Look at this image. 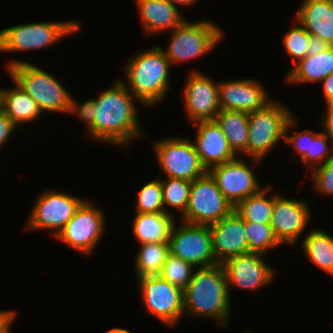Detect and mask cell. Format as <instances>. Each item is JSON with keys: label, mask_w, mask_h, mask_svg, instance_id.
Masks as SVG:
<instances>
[{"label": "cell", "mask_w": 333, "mask_h": 333, "mask_svg": "<svg viewBox=\"0 0 333 333\" xmlns=\"http://www.w3.org/2000/svg\"><path fill=\"white\" fill-rule=\"evenodd\" d=\"M104 218L102 210L84 200L55 238L86 255L92 253L106 228Z\"/></svg>", "instance_id": "obj_13"}, {"label": "cell", "mask_w": 333, "mask_h": 333, "mask_svg": "<svg viewBox=\"0 0 333 333\" xmlns=\"http://www.w3.org/2000/svg\"><path fill=\"white\" fill-rule=\"evenodd\" d=\"M169 67L170 61L162 47L138 52L124 65L126 87L141 105L152 107L162 101L170 89Z\"/></svg>", "instance_id": "obj_3"}, {"label": "cell", "mask_w": 333, "mask_h": 333, "mask_svg": "<svg viewBox=\"0 0 333 333\" xmlns=\"http://www.w3.org/2000/svg\"><path fill=\"white\" fill-rule=\"evenodd\" d=\"M292 118L289 109L274 100L249 113L247 156L251 157L253 164L258 166L280 139L285 138L287 124Z\"/></svg>", "instance_id": "obj_5"}, {"label": "cell", "mask_w": 333, "mask_h": 333, "mask_svg": "<svg viewBox=\"0 0 333 333\" xmlns=\"http://www.w3.org/2000/svg\"><path fill=\"white\" fill-rule=\"evenodd\" d=\"M106 333H132V332H130L127 329L114 327L111 330L107 331Z\"/></svg>", "instance_id": "obj_46"}, {"label": "cell", "mask_w": 333, "mask_h": 333, "mask_svg": "<svg viewBox=\"0 0 333 333\" xmlns=\"http://www.w3.org/2000/svg\"><path fill=\"white\" fill-rule=\"evenodd\" d=\"M270 188H262L259 192L242 200L234 207V212L244 222L270 224L274 206V194L266 198Z\"/></svg>", "instance_id": "obj_28"}, {"label": "cell", "mask_w": 333, "mask_h": 333, "mask_svg": "<svg viewBox=\"0 0 333 333\" xmlns=\"http://www.w3.org/2000/svg\"><path fill=\"white\" fill-rule=\"evenodd\" d=\"M297 121L295 120V117H293L287 124L286 131H285V140L287 143H291L293 146L291 148L296 150V152H299L301 154V158L306 154L307 151H309L310 146V129H307L305 131L298 132L294 134L293 136H290L288 134V130L290 128H293L294 125H296Z\"/></svg>", "instance_id": "obj_37"}, {"label": "cell", "mask_w": 333, "mask_h": 333, "mask_svg": "<svg viewBox=\"0 0 333 333\" xmlns=\"http://www.w3.org/2000/svg\"><path fill=\"white\" fill-rule=\"evenodd\" d=\"M167 1L170 2L172 5H174L175 7H177L176 5L190 6L193 3H196L197 0H167Z\"/></svg>", "instance_id": "obj_44"}, {"label": "cell", "mask_w": 333, "mask_h": 333, "mask_svg": "<svg viewBox=\"0 0 333 333\" xmlns=\"http://www.w3.org/2000/svg\"><path fill=\"white\" fill-rule=\"evenodd\" d=\"M1 110L18 126L41 115L37 102L14 82V88H3Z\"/></svg>", "instance_id": "obj_25"}, {"label": "cell", "mask_w": 333, "mask_h": 333, "mask_svg": "<svg viewBox=\"0 0 333 333\" xmlns=\"http://www.w3.org/2000/svg\"><path fill=\"white\" fill-rule=\"evenodd\" d=\"M132 223L133 233L140 244L169 243L174 217L167 213H136Z\"/></svg>", "instance_id": "obj_24"}, {"label": "cell", "mask_w": 333, "mask_h": 333, "mask_svg": "<svg viewBox=\"0 0 333 333\" xmlns=\"http://www.w3.org/2000/svg\"><path fill=\"white\" fill-rule=\"evenodd\" d=\"M295 20L311 36L333 46V0H304Z\"/></svg>", "instance_id": "obj_21"}, {"label": "cell", "mask_w": 333, "mask_h": 333, "mask_svg": "<svg viewBox=\"0 0 333 333\" xmlns=\"http://www.w3.org/2000/svg\"><path fill=\"white\" fill-rule=\"evenodd\" d=\"M2 92H3V88H0V110H1V103H2Z\"/></svg>", "instance_id": "obj_47"}, {"label": "cell", "mask_w": 333, "mask_h": 333, "mask_svg": "<svg viewBox=\"0 0 333 333\" xmlns=\"http://www.w3.org/2000/svg\"><path fill=\"white\" fill-rule=\"evenodd\" d=\"M233 211V205L224 197L215 179L207 171L192 181L186 212L180 217L185 222L211 226Z\"/></svg>", "instance_id": "obj_8"}, {"label": "cell", "mask_w": 333, "mask_h": 333, "mask_svg": "<svg viewBox=\"0 0 333 333\" xmlns=\"http://www.w3.org/2000/svg\"><path fill=\"white\" fill-rule=\"evenodd\" d=\"M159 167L167 177L194 181L207 170L201 164L195 146L188 138H166L154 143Z\"/></svg>", "instance_id": "obj_10"}, {"label": "cell", "mask_w": 333, "mask_h": 333, "mask_svg": "<svg viewBox=\"0 0 333 333\" xmlns=\"http://www.w3.org/2000/svg\"><path fill=\"white\" fill-rule=\"evenodd\" d=\"M16 125L11 119L0 110V147L7 141L8 137L14 132Z\"/></svg>", "instance_id": "obj_39"}, {"label": "cell", "mask_w": 333, "mask_h": 333, "mask_svg": "<svg viewBox=\"0 0 333 333\" xmlns=\"http://www.w3.org/2000/svg\"><path fill=\"white\" fill-rule=\"evenodd\" d=\"M16 318V312L10 310H0V333H9L10 326Z\"/></svg>", "instance_id": "obj_40"}, {"label": "cell", "mask_w": 333, "mask_h": 333, "mask_svg": "<svg viewBox=\"0 0 333 333\" xmlns=\"http://www.w3.org/2000/svg\"><path fill=\"white\" fill-rule=\"evenodd\" d=\"M324 115L322 119V124L324 123V129L326 130L324 133L332 139L331 142L333 146V113H325Z\"/></svg>", "instance_id": "obj_42"}, {"label": "cell", "mask_w": 333, "mask_h": 333, "mask_svg": "<svg viewBox=\"0 0 333 333\" xmlns=\"http://www.w3.org/2000/svg\"><path fill=\"white\" fill-rule=\"evenodd\" d=\"M241 159L239 157V159L213 166L208 170L224 197L233 207L262 189L252 168Z\"/></svg>", "instance_id": "obj_14"}, {"label": "cell", "mask_w": 333, "mask_h": 333, "mask_svg": "<svg viewBox=\"0 0 333 333\" xmlns=\"http://www.w3.org/2000/svg\"><path fill=\"white\" fill-rule=\"evenodd\" d=\"M204 75L193 70L183 88L185 108L193 123L214 120L220 111L218 83Z\"/></svg>", "instance_id": "obj_16"}, {"label": "cell", "mask_w": 333, "mask_h": 333, "mask_svg": "<svg viewBox=\"0 0 333 333\" xmlns=\"http://www.w3.org/2000/svg\"><path fill=\"white\" fill-rule=\"evenodd\" d=\"M169 235V252L188 262L193 267L202 268L218 264L212 245L210 226L185 222L175 227Z\"/></svg>", "instance_id": "obj_9"}, {"label": "cell", "mask_w": 333, "mask_h": 333, "mask_svg": "<svg viewBox=\"0 0 333 333\" xmlns=\"http://www.w3.org/2000/svg\"><path fill=\"white\" fill-rule=\"evenodd\" d=\"M75 21L20 24L0 30V52H19L51 46L64 36L79 31Z\"/></svg>", "instance_id": "obj_6"}, {"label": "cell", "mask_w": 333, "mask_h": 333, "mask_svg": "<svg viewBox=\"0 0 333 333\" xmlns=\"http://www.w3.org/2000/svg\"><path fill=\"white\" fill-rule=\"evenodd\" d=\"M328 139H330L324 132L316 133L310 130V146L309 151L301 158V162L305 163L307 168H314L326 163L333 157V153L330 152L328 147Z\"/></svg>", "instance_id": "obj_34"}, {"label": "cell", "mask_w": 333, "mask_h": 333, "mask_svg": "<svg viewBox=\"0 0 333 333\" xmlns=\"http://www.w3.org/2000/svg\"><path fill=\"white\" fill-rule=\"evenodd\" d=\"M312 171L315 189L322 194L333 195V157Z\"/></svg>", "instance_id": "obj_36"}, {"label": "cell", "mask_w": 333, "mask_h": 333, "mask_svg": "<svg viewBox=\"0 0 333 333\" xmlns=\"http://www.w3.org/2000/svg\"><path fill=\"white\" fill-rule=\"evenodd\" d=\"M223 31L211 21L187 22L184 20L171 31L165 56L171 63L193 60L212 50L223 38Z\"/></svg>", "instance_id": "obj_7"}, {"label": "cell", "mask_w": 333, "mask_h": 333, "mask_svg": "<svg viewBox=\"0 0 333 333\" xmlns=\"http://www.w3.org/2000/svg\"><path fill=\"white\" fill-rule=\"evenodd\" d=\"M191 184V181L170 177H167L166 180H161L165 213L172 215L171 212L166 211L165 206L167 205L178 209L182 216L185 214Z\"/></svg>", "instance_id": "obj_30"}, {"label": "cell", "mask_w": 333, "mask_h": 333, "mask_svg": "<svg viewBox=\"0 0 333 333\" xmlns=\"http://www.w3.org/2000/svg\"><path fill=\"white\" fill-rule=\"evenodd\" d=\"M249 252L263 254L269 248L281 245L275 238L270 224L244 222Z\"/></svg>", "instance_id": "obj_31"}, {"label": "cell", "mask_w": 333, "mask_h": 333, "mask_svg": "<svg viewBox=\"0 0 333 333\" xmlns=\"http://www.w3.org/2000/svg\"><path fill=\"white\" fill-rule=\"evenodd\" d=\"M325 102H326V106H327L325 113H333V97L326 98Z\"/></svg>", "instance_id": "obj_45"}, {"label": "cell", "mask_w": 333, "mask_h": 333, "mask_svg": "<svg viewBox=\"0 0 333 333\" xmlns=\"http://www.w3.org/2000/svg\"><path fill=\"white\" fill-rule=\"evenodd\" d=\"M302 244L310 261L333 276V236L319 229H311Z\"/></svg>", "instance_id": "obj_27"}, {"label": "cell", "mask_w": 333, "mask_h": 333, "mask_svg": "<svg viewBox=\"0 0 333 333\" xmlns=\"http://www.w3.org/2000/svg\"><path fill=\"white\" fill-rule=\"evenodd\" d=\"M122 80L104 90L94 100L93 140L127 147L134 138L141 136L138 112L132 95Z\"/></svg>", "instance_id": "obj_1"}, {"label": "cell", "mask_w": 333, "mask_h": 333, "mask_svg": "<svg viewBox=\"0 0 333 333\" xmlns=\"http://www.w3.org/2000/svg\"><path fill=\"white\" fill-rule=\"evenodd\" d=\"M321 83H323L324 99L333 97V73L324 78Z\"/></svg>", "instance_id": "obj_43"}, {"label": "cell", "mask_w": 333, "mask_h": 333, "mask_svg": "<svg viewBox=\"0 0 333 333\" xmlns=\"http://www.w3.org/2000/svg\"><path fill=\"white\" fill-rule=\"evenodd\" d=\"M229 290L222 264L198 268L183 290L184 315L207 317L226 327L231 313Z\"/></svg>", "instance_id": "obj_2"}, {"label": "cell", "mask_w": 333, "mask_h": 333, "mask_svg": "<svg viewBox=\"0 0 333 333\" xmlns=\"http://www.w3.org/2000/svg\"><path fill=\"white\" fill-rule=\"evenodd\" d=\"M194 146L201 164L208 171L211 167L232 161L237 154L229 146L221 127L215 120L197 121Z\"/></svg>", "instance_id": "obj_20"}, {"label": "cell", "mask_w": 333, "mask_h": 333, "mask_svg": "<svg viewBox=\"0 0 333 333\" xmlns=\"http://www.w3.org/2000/svg\"><path fill=\"white\" fill-rule=\"evenodd\" d=\"M266 93L261 82L255 79L218 82L219 106L222 110L251 113L262 109L272 101Z\"/></svg>", "instance_id": "obj_18"}, {"label": "cell", "mask_w": 333, "mask_h": 333, "mask_svg": "<svg viewBox=\"0 0 333 333\" xmlns=\"http://www.w3.org/2000/svg\"><path fill=\"white\" fill-rule=\"evenodd\" d=\"M136 213H165L161 179L146 183L138 192Z\"/></svg>", "instance_id": "obj_33"}, {"label": "cell", "mask_w": 333, "mask_h": 333, "mask_svg": "<svg viewBox=\"0 0 333 333\" xmlns=\"http://www.w3.org/2000/svg\"><path fill=\"white\" fill-rule=\"evenodd\" d=\"M213 252L216 262L223 264L227 259L249 253L244 220L234 211L210 226Z\"/></svg>", "instance_id": "obj_19"}, {"label": "cell", "mask_w": 333, "mask_h": 333, "mask_svg": "<svg viewBox=\"0 0 333 333\" xmlns=\"http://www.w3.org/2000/svg\"><path fill=\"white\" fill-rule=\"evenodd\" d=\"M84 200L63 192L47 191L40 194L26 223L29 230L53 231L56 237L70 221Z\"/></svg>", "instance_id": "obj_12"}, {"label": "cell", "mask_w": 333, "mask_h": 333, "mask_svg": "<svg viewBox=\"0 0 333 333\" xmlns=\"http://www.w3.org/2000/svg\"><path fill=\"white\" fill-rule=\"evenodd\" d=\"M140 245V251L135 258L137 279L159 276L169 253V243L150 242Z\"/></svg>", "instance_id": "obj_29"}, {"label": "cell", "mask_w": 333, "mask_h": 333, "mask_svg": "<svg viewBox=\"0 0 333 333\" xmlns=\"http://www.w3.org/2000/svg\"><path fill=\"white\" fill-rule=\"evenodd\" d=\"M7 65L11 80L37 102L42 114L70 111L72 97L54 76L22 60Z\"/></svg>", "instance_id": "obj_4"}, {"label": "cell", "mask_w": 333, "mask_h": 333, "mask_svg": "<svg viewBox=\"0 0 333 333\" xmlns=\"http://www.w3.org/2000/svg\"><path fill=\"white\" fill-rule=\"evenodd\" d=\"M262 258L263 254L249 252L227 259L222 265L228 289L232 285L240 289L257 290L270 284L274 270Z\"/></svg>", "instance_id": "obj_17"}, {"label": "cell", "mask_w": 333, "mask_h": 333, "mask_svg": "<svg viewBox=\"0 0 333 333\" xmlns=\"http://www.w3.org/2000/svg\"><path fill=\"white\" fill-rule=\"evenodd\" d=\"M331 73H333V46L296 62L286 75L285 82L289 84L320 83Z\"/></svg>", "instance_id": "obj_23"}, {"label": "cell", "mask_w": 333, "mask_h": 333, "mask_svg": "<svg viewBox=\"0 0 333 333\" xmlns=\"http://www.w3.org/2000/svg\"><path fill=\"white\" fill-rule=\"evenodd\" d=\"M95 110V102L94 99H89L83 104L79 105L73 98L71 101V107L69 113H77L82 121L87 122L88 134L90 135L91 139H93V119H94V112Z\"/></svg>", "instance_id": "obj_38"}, {"label": "cell", "mask_w": 333, "mask_h": 333, "mask_svg": "<svg viewBox=\"0 0 333 333\" xmlns=\"http://www.w3.org/2000/svg\"><path fill=\"white\" fill-rule=\"evenodd\" d=\"M194 268L188 262L169 252L159 276L184 290L192 278Z\"/></svg>", "instance_id": "obj_32"}, {"label": "cell", "mask_w": 333, "mask_h": 333, "mask_svg": "<svg viewBox=\"0 0 333 333\" xmlns=\"http://www.w3.org/2000/svg\"><path fill=\"white\" fill-rule=\"evenodd\" d=\"M310 36L311 35L302 25L300 27L295 26L289 29L287 34L284 36L282 40L283 45L287 54L292 56L294 65L296 62L306 57Z\"/></svg>", "instance_id": "obj_35"}, {"label": "cell", "mask_w": 333, "mask_h": 333, "mask_svg": "<svg viewBox=\"0 0 333 333\" xmlns=\"http://www.w3.org/2000/svg\"><path fill=\"white\" fill-rule=\"evenodd\" d=\"M138 287L147 311L167 326L184 316L183 290L160 276L138 278Z\"/></svg>", "instance_id": "obj_11"}, {"label": "cell", "mask_w": 333, "mask_h": 333, "mask_svg": "<svg viewBox=\"0 0 333 333\" xmlns=\"http://www.w3.org/2000/svg\"><path fill=\"white\" fill-rule=\"evenodd\" d=\"M249 113L234 110H222L214 119L221 127L229 146L237 154L247 155Z\"/></svg>", "instance_id": "obj_26"}, {"label": "cell", "mask_w": 333, "mask_h": 333, "mask_svg": "<svg viewBox=\"0 0 333 333\" xmlns=\"http://www.w3.org/2000/svg\"><path fill=\"white\" fill-rule=\"evenodd\" d=\"M142 26L147 35L172 31L185 19L181 12L167 0H136Z\"/></svg>", "instance_id": "obj_22"}, {"label": "cell", "mask_w": 333, "mask_h": 333, "mask_svg": "<svg viewBox=\"0 0 333 333\" xmlns=\"http://www.w3.org/2000/svg\"><path fill=\"white\" fill-rule=\"evenodd\" d=\"M308 202L282 198L274 194V206L271 219V227L278 242L293 245L296 244L301 232L304 231L311 213Z\"/></svg>", "instance_id": "obj_15"}, {"label": "cell", "mask_w": 333, "mask_h": 333, "mask_svg": "<svg viewBox=\"0 0 333 333\" xmlns=\"http://www.w3.org/2000/svg\"><path fill=\"white\" fill-rule=\"evenodd\" d=\"M330 45L320 38L310 36L309 37V47L307 49L306 56H312L314 54L325 51Z\"/></svg>", "instance_id": "obj_41"}]
</instances>
